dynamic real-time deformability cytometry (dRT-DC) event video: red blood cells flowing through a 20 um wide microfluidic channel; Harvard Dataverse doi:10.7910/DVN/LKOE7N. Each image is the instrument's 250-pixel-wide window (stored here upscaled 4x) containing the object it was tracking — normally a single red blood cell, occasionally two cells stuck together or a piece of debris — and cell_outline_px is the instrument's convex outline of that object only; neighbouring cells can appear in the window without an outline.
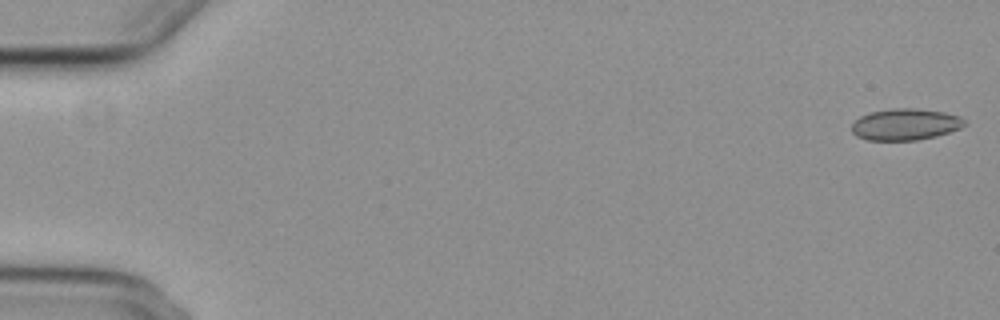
{"species": "common noctule bat (a hibernating species)", "species_latin": "Nyctalus noctula", "temperature_condition": "cold", "stored_images_in_passage": 6, "camera_frame_rate_fps": 3000, "um_per_image_px": 0.085, "animal": {"sex": "female", "body_mass_g": 29.2, "forearm_length_mm": 56.3}, "frame": {"image": 1, "passage_image": 1, "time_ms": 0.0, "image_size_px": [1000, 320], "cell_outline_px": [[968, 124], [960, 128], [936, 136], [916, 140], [868, 140], [856, 136], [852, 132], [852, 124], [860, 116], [872, 112], [892, 108], [916, 108], [944, 112], [960, 116]], "centroid_in_image_um": [76.96, 10.57], "position_along_channel_um": 8.0, "area_um2": 20.69}}
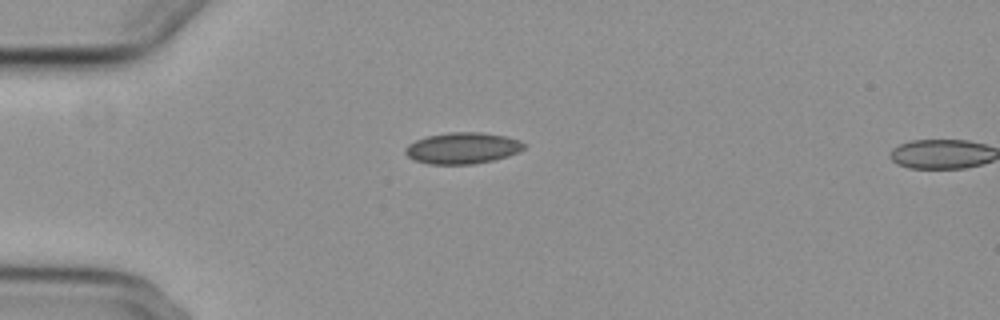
{"frame": {"image": 2, "passage_image": 5, "time_ms": 4.667, "image_size_px": [1000, 320], "cell_outline_px": [[524, 148], [520, 152], [508, 156], [492, 160], [472, 164], [428, 164], [416, 160], [408, 156], [404, 152], [404, 148], [408, 144], [416, 140], [428, 136], [448, 132], [480, 132], [504, 136], [520, 140], [524, 144]], "centroid_in_image_um": [39.31, 12.59], "position_along_channel_um": 45.7, "area_um2": 21.56}}